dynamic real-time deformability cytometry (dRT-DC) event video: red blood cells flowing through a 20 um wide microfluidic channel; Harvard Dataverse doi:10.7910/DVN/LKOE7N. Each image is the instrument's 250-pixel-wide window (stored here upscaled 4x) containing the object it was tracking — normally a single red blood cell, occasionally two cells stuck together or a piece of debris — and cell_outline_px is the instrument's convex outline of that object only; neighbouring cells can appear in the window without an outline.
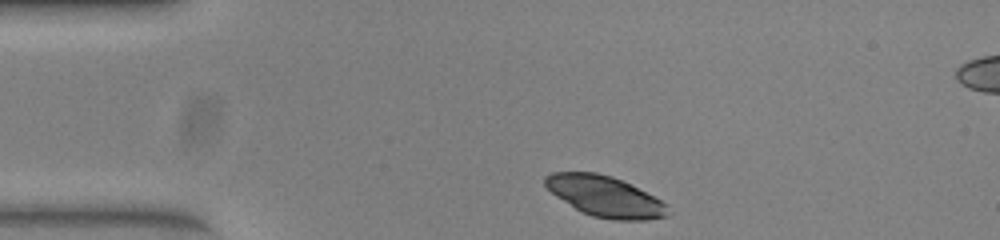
{"species": "common noctule bat (a hibernating species)", "species_latin": "Nyctalus noctula", "temperature_condition": "warm", "stored_images_in_passage": 44, "camera_frame_rate_fps": 3000, "um_per_image_px": 0.085, "animal": {"sex": "female", "body_mass_g": 23.0, "forearm_length_mm": 53.4}, "frame": {"image": 1, "passage_image": 1, "time_ms": 0.0, "image_size_px": [1000, 240], "cell_outline_px": [[668, 216], [648, 220], [612, 220], [592, 216], [580, 212], [556, 196], [544, 184], [544, 176], [552, 172], [596, 172], [612, 176], [668, 204]], "centroid_in_image_um": [51.39, 16.7], "position_along_channel_um": 33.6, "area_um2": 28.9}}
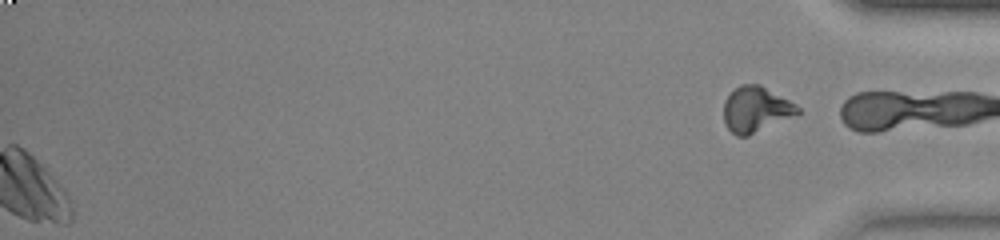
{"frame": {"image": 2, "passage_image": 44, "time_ms": 14.333, "image_size_px": [1000, 240], "cell_outline_px": [[800, 112], [748, 136], [736, 136], [728, 128], [724, 120], [724, 100], [740, 84], [760, 84], [796, 104], [800, 108]], "centroid_in_image_um": [64.23, 9.29], "position_along_channel_um": 371.0, "area_um2": 19.31}}